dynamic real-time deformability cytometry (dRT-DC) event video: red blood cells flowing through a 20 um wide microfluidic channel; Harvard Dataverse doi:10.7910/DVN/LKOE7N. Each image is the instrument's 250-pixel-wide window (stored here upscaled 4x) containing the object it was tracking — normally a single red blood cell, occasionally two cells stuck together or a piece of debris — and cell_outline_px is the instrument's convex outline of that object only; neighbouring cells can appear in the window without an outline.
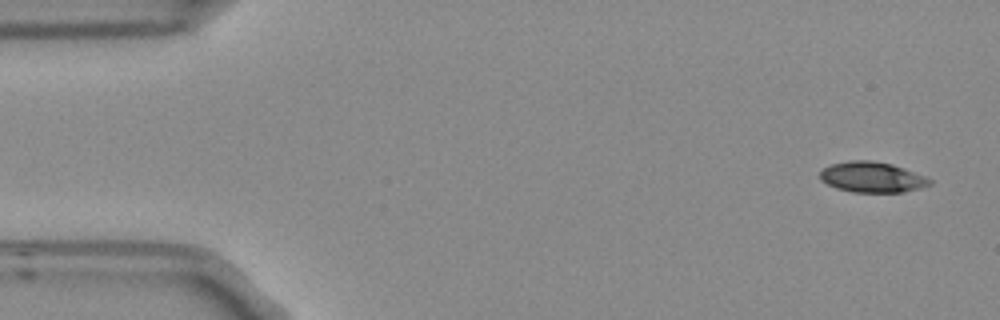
{"species": "Egyptian fruit bat (a non-hibernating species)", "species_latin": "Rousettus aegyptiacus", "temperature_condition": "room temperature", "stored_images_in_passage": 5, "camera_frame_rate_fps": 3000, "um_per_image_px": 0.085, "frame": {"image": 1, "passage_image": 1, "time_ms": 0.0, "image_size_px": [1000, 320], "cell_outline_px": [[932, 184], [920, 188], [904, 192], [852, 192], [836, 188], [820, 180], [820, 172], [824, 168], [832, 164], [852, 160], [872, 160], [892, 164], [924, 176], [932, 180]], "centroid_in_image_um": [74.12, 15.06], "position_along_channel_um": 10.9, "area_um2": 19.42}}
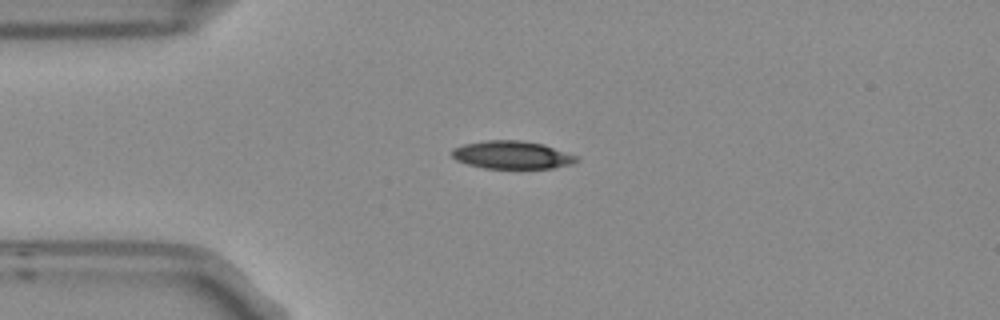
{"frame": {"image": 2, "passage_image": 4, "time_ms": 1.0, "image_size_px": [1000, 320], "cell_outline_px": [[580, 160], [568, 164], [552, 168], [484, 168], [468, 164], [456, 160], [452, 156], [452, 148], [464, 144], [484, 140], [520, 140], [544, 144], [580, 156]], "centroid_in_image_um": [43.54, 13.16], "position_along_channel_um": 41.5, "area_um2": 20.35}}